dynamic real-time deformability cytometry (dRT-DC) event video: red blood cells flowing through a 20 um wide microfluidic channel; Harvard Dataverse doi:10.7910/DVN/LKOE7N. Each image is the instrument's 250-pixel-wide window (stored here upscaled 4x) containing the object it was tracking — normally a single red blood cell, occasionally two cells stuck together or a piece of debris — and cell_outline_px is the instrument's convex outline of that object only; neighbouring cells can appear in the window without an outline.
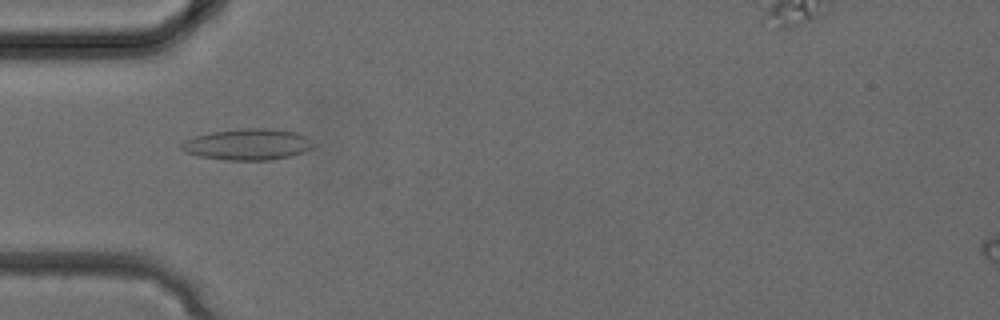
{"species": "common noctule bat (a hibernating species)", "species_latin": "Nyctalus noctula", "temperature_condition": "cold", "stored_images_in_passage": 26, "segment_of_instrument_passage": [1, 2], "camera_frame_rate_fps": 3000, "um_per_image_px": 0.085, "animal": {"sex": "female", "body_mass_g": 24.6, "forearm_length_mm": 56.2}, "frame": {"image": 1, "passage_image": 3, "time_ms": 0.667, "image_size_px": [1000, 320], "cell_outline_px": [[316, 144], [312, 148], [304, 152], [292, 156], [272, 160], [224, 160], [200, 156], [188, 152], [180, 148], [180, 144], [184, 140], [196, 136], [212, 132], [244, 128], [268, 128], [296, 132], [304, 136]], "centroid_in_image_um": [21.09, 12.28], "position_along_channel_um": 63.9, "area_um2": 23.99}}
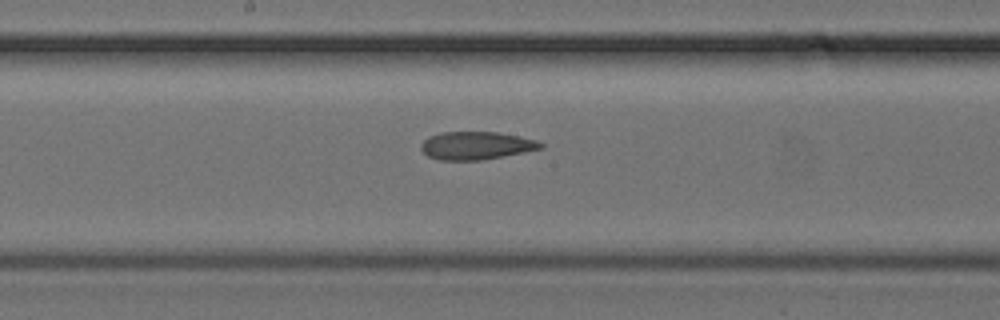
{"frame": {"image": 2, "passage_image": 10, "time_ms": 3.0, "image_size_px": [1000, 320], "cell_outline_px": [[544, 148], [524, 152], [480, 160], [440, 160], [428, 156], [420, 148], [420, 144], [428, 136], [440, 132], [500, 132], [520, 136], [536, 140], [544, 144]], "centroid_in_image_um": [40.47, 12.36], "position_along_channel_um": 207.7, "area_um2": 19.54}}
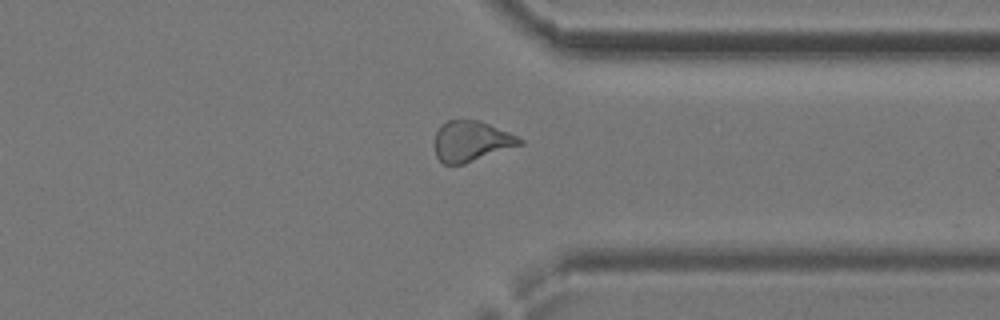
{"frame": {"image": 3, "passage_image": 18, "time_ms": 5.667, "image_size_px": [1000, 320], "cell_outline_px": [[524, 144], [464, 164], [444, 164], [436, 156], [436, 132], [440, 124], [448, 120], [480, 120], [508, 132], [524, 140]], "centroid_in_image_um": [40.07, 12.0], "position_along_channel_um": 371.3, "area_um2": 20.0}}